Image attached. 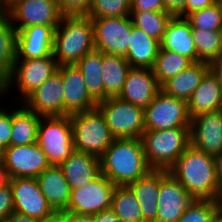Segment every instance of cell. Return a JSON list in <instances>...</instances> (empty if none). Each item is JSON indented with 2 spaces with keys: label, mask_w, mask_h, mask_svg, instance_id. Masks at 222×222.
I'll use <instances>...</instances> for the list:
<instances>
[{
  "label": "cell",
  "mask_w": 222,
  "mask_h": 222,
  "mask_svg": "<svg viewBox=\"0 0 222 222\" xmlns=\"http://www.w3.org/2000/svg\"><path fill=\"white\" fill-rule=\"evenodd\" d=\"M99 158L101 173L116 186H128L152 170L141 138L114 139Z\"/></svg>",
  "instance_id": "obj_1"
},
{
  "label": "cell",
  "mask_w": 222,
  "mask_h": 222,
  "mask_svg": "<svg viewBox=\"0 0 222 222\" xmlns=\"http://www.w3.org/2000/svg\"><path fill=\"white\" fill-rule=\"evenodd\" d=\"M168 172L195 199L219 201L214 157L190 145Z\"/></svg>",
  "instance_id": "obj_2"
},
{
  "label": "cell",
  "mask_w": 222,
  "mask_h": 222,
  "mask_svg": "<svg viewBox=\"0 0 222 222\" xmlns=\"http://www.w3.org/2000/svg\"><path fill=\"white\" fill-rule=\"evenodd\" d=\"M94 49L92 19L86 15H63L55 29L53 44L58 66L74 65Z\"/></svg>",
  "instance_id": "obj_3"
},
{
  "label": "cell",
  "mask_w": 222,
  "mask_h": 222,
  "mask_svg": "<svg viewBox=\"0 0 222 222\" xmlns=\"http://www.w3.org/2000/svg\"><path fill=\"white\" fill-rule=\"evenodd\" d=\"M141 140L148 165L169 170L191 145L190 128L145 131Z\"/></svg>",
  "instance_id": "obj_4"
},
{
  "label": "cell",
  "mask_w": 222,
  "mask_h": 222,
  "mask_svg": "<svg viewBox=\"0 0 222 222\" xmlns=\"http://www.w3.org/2000/svg\"><path fill=\"white\" fill-rule=\"evenodd\" d=\"M69 117L76 151L100 157L115 139L97 107Z\"/></svg>",
  "instance_id": "obj_5"
},
{
  "label": "cell",
  "mask_w": 222,
  "mask_h": 222,
  "mask_svg": "<svg viewBox=\"0 0 222 222\" xmlns=\"http://www.w3.org/2000/svg\"><path fill=\"white\" fill-rule=\"evenodd\" d=\"M96 107L115 139L141 138L145 132L144 108L119 97L101 100Z\"/></svg>",
  "instance_id": "obj_6"
},
{
  "label": "cell",
  "mask_w": 222,
  "mask_h": 222,
  "mask_svg": "<svg viewBox=\"0 0 222 222\" xmlns=\"http://www.w3.org/2000/svg\"><path fill=\"white\" fill-rule=\"evenodd\" d=\"M37 143L50 165L59 166L63 163L75 151L70 117H41Z\"/></svg>",
  "instance_id": "obj_7"
},
{
  "label": "cell",
  "mask_w": 222,
  "mask_h": 222,
  "mask_svg": "<svg viewBox=\"0 0 222 222\" xmlns=\"http://www.w3.org/2000/svg\"><path fill=\"white\" fill-rule=\"evenodd\" d=\"M145 131L190 128L187 102L165 94L162 90L144 108Z\"/></svg>",
  "instance_id": "obj_8"
},
{
  "label": "cell",
  "mask_w": 222,
  "mask_h": 222,
  "mask_svg": "<svg viewBox=\"0 0 222 222\" xmlns=\"http://www.w3.org/2000/svg\"><path fill=\"white\" fill-rule=\"evenodd\" d=\"M57 69L58 64L53 53L42 58L16 59L12 74L4 81V95L14 83L21 93L20 100H23L51 77Z\"/></svg>",
  "instance_id": "obj_9"
},
{
  "label": "cell",
  "mask_w": 222,
  "mask_h": 222,
  "mask_svg": "<svg viewBox=\"0 0 222 222\" xmlns=\"http://www.w3.org/2000/svg\"><path fill=\"white\" fill-rule=\"evenodd\" d=\"M0 162L11 178H37L50 166L40 145H16L0 152Z\"/></svg>",
  "instance_id": "obj_10"
},
{
  "label": "cell",
  "mask_w": 222,
  "mask_h": 222,
  "mask_svg": "<svg viewBox=\"0 0 222 222\" xmlns=\"http://www.w3.org/2000/svg\"><path fill=\"white\" fill-rule=\"evenodd\" d=\"M116 185L102 173L84 187L71 190L68 208L63 213L95 215L111 208Z\"/></svg>",
  "instance_id": "obj_11"
},
{
  "label": "cell",
  "mask_w": 222,
  "mask_h": 222,
  "mask_svg": "<svg viewBox=\"0 0 222 222\" xmlns=\"http://www.w3.org/2000/svg\"><path fill=\"white\" fill-rule=\"evenodd\" d=\"M91 19L95 50L126 56L132 26L130 16Z\"/></svg>",
  "instance_id": "obj_12"
},
{
  "label": "cell",
  "mask_w": 222,
  "mask_h": 222,
  "mask_svg": "<svg viewBox=\"0 0 222 222\" xmlns=\"http://www.w3.org/2000/svg\"><path fill=\"white\" fill-rule=\"evenodd\" d=\"M195 198L168 170H160L158 213L155 222H176Z\"/></svg>",
  "instance_id": "obj_13"
},
{
  "label": "cell",
  "mask_w": 222,
  "mask_h": 222,
  "mask_svg": "<svg viewBox=\"0 0 222 222\" xmlns=\"http://www.w3.org/2000/svg\"><path fill=\"white\" fill-rule=\"evenodd\" d=\"M8 10L15 29L34 25L58 26L63 16L57 0H18Z\"/></svg>",
  "instance_id": "obj_14"
},
{
  "label": "cell",
  "mask_w": 222,
  "mask_h": 222,
  "mask_svg": "<svg viewBox=\"0 0 222 222\" xmlns=\"http://www.w3.org/2000/svg\"><path fill=\"white\" fill-rule=\"evenodd\" d=\"M14 212L34 219L47 217L55 211L41 192L37 178H11Z\"/></svg>",
  "instance_id": "obj_15"
},
{
  "label": "cell",
  "mask_w": 222,
  "mask_h": 222,
  "mask_svg": "<svg viewBox=\"0 0 222 222\" xmlns=\"http://www.w3.org/2000/svg\"><path fill=\"white\" fill-rule=\"evenodd\" d=\"M64 84V116L96 108L98 101L89 93L81 70L74 65H61L57 69Z\"/></svg>",
  "instance_id": "obj_16"
},
{
  "label": "cell",
  "mask_w": 222,
  "mask_h": 222,
  "mask_svg": "<svg viewBox=\"0 0 222 222\" xmlns=\"http://www.w3.org/2000/svg\"><path fill=\"white\" fill-rule=\"evenodd\" d=\"M23 104L41 117L64 116V84L57 70L30 93Z\"/></svg>",
  "instance_id": "obj_17"
},
{
  "label": "cell",
  "mask_w": 222,
  "mask_h": 222,
  "mask_svg": "<svg viewBox=\"0 0 222 222\" xmlns=\"http://www.w3.org/2000/svg\"><path fill=\"white\" fill-rule=\"evenodd\" d=\"M191 145L213 157L222 153V110L191 118Z\"/></svg>",
  "instance_id": "obj_18"
},
{
  "label": "cell",
  "mask_w": 222,
  "mask_h": 222,
  "mask_svg": "<svg viewBox=\"0 0 222 222\" xmlns=\"http://www.w3.org/2000/svg\"><path fill=\"white\" fill-rule=\"evenodd\" d=\"M161 91V85L150 68L131 67L118 97L142 108L147 107Z\"/></svg>",
  "instance_id": "obj_19"
},
{
  "label": "cell",
  "mask_w": 222,
  "mask_h": 222,
  "mask_svg": "<svg viewBox=\"0 0 222 222\" xmlns=\"http://www.w3.org/2000/svg\"><path fill=\"white\" fill-rule=\"evenodd\" d=\"M58 26L34 25L17 30V58H42L53 53L54 34Z\"/></svg>",
  "instance_id": "obj_20"
},
{
  "label": "cell",
  "mask_w": 222,
  "mask_h": 222,
  "mask_svg": "<svg viewBox=\"0 0 222 222\" xmlns=\"http://www.w3.org/2000/svg\"><path fill=\"white\" fill-rule=\"evenodd\" d=\"M59 167L71 190L84 187L101 174L99 157L76 150Z\"/></svg>",
  "instance_id": "obj_21"
},
{
  "label": "cell",
  "mask_w": 222,
  "mask_h": 222,
  "mask_svg": "<svg viewBox=\"0 0 222 222\" xmlns=\"http://www.w3.org/2000/svg\"><path fill=\"white\" fill-rule=\"evenodd\" d=\"M160 48L174 51L189 58L192 62H198L192 28L185 17L172 16L165 28Z\"/></svg>",
  "instance_id": "obj_22"
},
{
  "label": "cell",
  "mask_w": 222,
  "mask_h": 222,
  "mask_svg": "<svg viewBox=\"0 0 222 222\" xmlns=\"http://www.w3.org/2000/svg\"><path fill=\"white\" fill-rule=\"evenodd\" d=\"M37 181L53 210L64 212L69 205L71 189L61 168L50 165L37 177Z\"/></svg>",
  "instance_id": "obj_23"
},
{
  "label": "cell",
  "mask_w": 222,
  "mask_h": 222,
  "mask_svg": "<svg viewBox=\"0 0 222 222\" xmlns=\"http://www.w3.org/2000/svg\"><path fill=\"white\" fill-rule=\"evenodd\" d=\"M187 105L191 118L202 113L222 110V87L210 70L192 93Z\"/></svg>",
  "instance_id": "obj_24"
},
{
  "label": "cell",
  "mask_w": 222,
  "mask_h": 222,
  "mask_svg": "<svg viewBox=\"0 0 222 222\" xmlns=\"http://www.w3.org/2000/svg\"><path fill=\"white\" fill-rule=\"evenodd\" d=\"M208 71L207 62H193L185 70L165 81L161 85V90L169 96L188 102Z\"/></svg>",
  "instance_id": "obj_25"
},
{
  "label": "cell",
  "mask_w": 222,
  "mask_h": 222,
  "mask_svg": "<svg viewBox=\"0 0 222 222\" xmlns=\"http://www.w3.org/2000/svg\"><path fill=\"white\" fill-rule=\"evenodd\" d=\"M160 48V42L143 30L131 26L128 50L125 59L130 67L152 69Z\"/></svg>",
  "instance_id": "obj_26"
},
{
  "label": "cell",
  "mask_w": 222,
  "mask_h": 222,
  "mask_svg": "<svg viewBox=\"0 0 222 222\" xmlns=\"http://www.w3.org/2000/svg\"><path fill=\"white\" fill-rule=\"evenodd\" d=\"M128 186L140 202L143 221L155 222L158 213L160 170L152 169L147 175L130 183Z\"/></svg>",
  "instance_id": "obj_27"
},
{
  "label": "cell",
  "mask_w": 222,
  "mask_h": 222,
  "mask_svg": "<svg viewBox=\"0 0 222 222\" xmlns=\"http://www.w3.org/2000/svg\"><path fill=\"white\" fill-rule=\"evenodd\" d=\"M17 30L9 10L0 11V79L4 82L11 74L17 58Z\"/></svg>",
  "instance_id": "obj_28"
},
{
  "label": "cell",
  "mask_w": 222,
  "mask_h": 222,
  "mask_svg": "<svg viewBox=\"0 0 222 222\" xmlns=\"http://www.w3.org/2000/svg\"><path fill=\"white\" fill-rule=\"evenodd\" d=\"M104 99L118 97L131 68L125 56L103 53Z\"/></svg>",
  "instance_id": "obj_29"
},
{
  "label": "cell",
  "mask_w": 222,
  "mask_h": 222,
  "mask_svg": "<svg viewBox=\"0 0 222 222\" xmlns=\"http://www.w3.org/2000/svg\"><path fill=\"white\" fill-rule=\"evenodd\" d=\"M22 107L13 111L10 146L28 145L37 142L38 126L41 116L27 108Z\"/></svg>",
  "instance_id": "obj_30"
},
{
  "label": "cell",
  "mask_w": 222,
  "mask_h": 222,
  "mask_svg": "<svg viewBox=\"0 0 222 222\" xmlns=\"http://www.w3.org/2000/svg\"><path fill=\"white\" fill-rule=\"evenodd\" d=\"M103 52L92 50L77 63L81 70L89 93L99 102L104 100V82L102 77Z\"/></svg>",
  "instance_id": "obj_31"
},
{
  "label": "cell",
  "mask_w": 222,
  "mask_h": 222,
  "mask_svg": "<svg viewBox=\"0 0 222 222\" xmlns=\"http://www.w3.org/2000/svg\"><path fill=\"white\" fill-rule=\"evenodd\" d=\"M111 209L121 222H144L140 202L129 186H116Z\"/></svg>",
  "instance_id": "obj_32"
},
{
  "label": "cell",
  "mask_w": 222,
  "mask_h": 222,
  "mask_svg": "<svg viewBox=\"0 0 222 222\" xmlns=\"http://www.w3.org/2000/svg\"><path fill=\"white\" fill-rule=\"evenodd\" d=\"M192 63L189 58L183 55L159 48L152 70L158 83L162 85L169 78L176 76Z\"/></svg>",
  "instance_id": "obj_33"
},
{
  "label": "cell",
  "mask_w": 222,
  "mask_h": 222,
  "mask_svg": "<svg viewBox=\"0 0 222 222\" xmlns=\"http://www.w3.org/2000/svg\"><path fill=\"white\" fill-rule=\"evenodd\" d=\"M172 16L168 11L130 12L132 25L159 42L162 41L165 28Z\"/></svg>",
  "instance_id": "obj_34"
},
{
  "label": "cell",
  "mask_w": 222,
  "mask_h": 222,
  "mask_svg": "<svg viewBox=\"0 0 222 222\" xmlns=\"http://www.w3.org/2000/svg\"><path fill=\"white\" fill-rule=\"evenodd\" d=\"M198 62L209 63L222 52V31L192 29Z\"/></svg>",
  "instance_id": "obj_35"
},
{
  "label": "cell",
  "mask_w": 222,
  "mask_h": 222,
  "mask_svg": "<svg viewBox=\"0 0 222 222\" xmlns=\"http://www.w3.org/2000/svg\"><path fill=\"white\" fill-rule=\"evenodd\" d=\"M185 18L190 22L192 29L222 31V9L219 2L210 7L193 11Z\"/></svg>",
  "instance_id": "obj_36"
},
{
  "label": "cell",
  "mask_w": 222,
  "mask_h": 222,
  "mask_svg": "<svg viewBox=\"0 0 222 222\" xmlns=\"http://www.w3.org/2000/svg\"><path fill=\"white\" fill-rule=\"evenodd\" d=\"M131 0H91L90 18L130 16Z\"/></svg>",
  "instance_id": "obj_37"
},
{
  "label": "cell",
  "mask_w": 222,
  "mask_h": 222,
  "mask_svg": "<svg viewBox=\"0 0 222 222\" xmlns=\"http://www.w3.org/2000/svg\"><path fill=\"white\" fill-rule=\"evenodd\" d=\"M222 205V201L195 199L176 222H209L212 214Z\"/></svg>",
  "instance_id": "obj_38"
},
{
  "label": "cell",
  "mask_w": 222,
  "mask_h": 222,
  "mask_svg": "<svg viewBox=\"0 0 222 222\" xmlns=\"http://www.w3.org/2000/svg\"><path fill=\"white\" fill-rule=\"evenodd\" d=\"M57 4L63 15H86L91 0H57Z\"/></svg>",
  "instance_id": "obj_39"
},
{
  "label": "cell",
  "mask_w": 222,
  "mask_h": 222,
  "mask_svg": "<svg viewBox=\"0 0 222 222\" xmlns=\"http://www.w3.org/2000/svg\"><path fill=\"white\" fill-rule=\"evenodd\" d=\"M13 121L12 112L0 108V152L10 146L11 131Z\"/></svg>",
  "instance_id": "obj_40"
},
{
  "label": "cell",
  "mask_w": 222,
  "mask_h": 222,
  "mask_svg": "<svg viewBox=\"0 0 222 222\" xmlns=\"http://www.w3.org/2000/svg\"><path fill=\"white\" fill-rule=\"evenodd\" d=\"M14 212L10 183L0 189V222H4Z\"/></svg>",
  "instance_id": "obj_41"
},
{
  "label": "cell",
  "mask_w": 222,
  "mask_h": 222,
  "mask_svg": "<svg viewBox=\"0 0 222 222\" xmlns=\"http://www.w3.org/2000/svg\"><path fill=\"white\" fill-rule=\"evenodd\" d=\"M167 11L163 0H131L130 12Z\"/></svg>",
  "instance_id": "obj_42"
},
{
  "label": "cell",
  "mask_w": 222,
  "mask_h": 222,
  "mask_svg": "<svg viewBox=\"0 0 222 222\" xmlns=\"http://www.w3.org/2000/svg\"><path fill=\"white\" fill-rule=\"evenodd\" d=\"M217 2L218 0H187L184 9L177 16L186 17L193 11L210 7Z\"/></svg>",
  "instance_id": "obj_43"
},
{
  "label": "cell",
  "mask_w": 222,
  "mask_h": 222,
  "mask_svg": "<svg viewBox=\"0 0 222 222\" xmlns=\"http://www.w3.org/2000/svg\"><path fill=\"white\" fill-rule=\"evenodd\" d=\"M208 64L210 72L217 78L222 87V52Z\"/></svg>",
  "instance_id": "obj_44"
},
{
  "label": "cell",
  "mask_w": 222,
  "mask_h": 222,
  "mask_svg": "<svg viewBox=\"0 0 222 222\" xmlns=\"http://www.w3.org/2000/svg\"><path fill=\"white\" fill-rule=\"evenodd\" d=\"M94 220L95 222H121L111 208L96 213Z\"/></svg>",
  "instance_id": "obj_45"
},
{
  "label": "cell",
  "mask_w": 222,
  "mask_h": 222,
  "mask_svg": "<svg viewBox=\"0 0 222 222\" xmlns=\"http://www.w3.org/2000/svg\"><path fill=\"white\" fill-rule=\"evenodd\" d=\"M63 222H95L94 215L63 213Z\"/></svg>",
  "instance_id": "obj_46"
},
{
  "label": "cell",
  "mask_w": 222,
  "mask_h": 222,
  "mask_svg": "<svg viewBox=\"0 0 222 222\" xmlns=\"http://www.w3.org/2000/svg\"><path fill=\"white\" fill-rule=\"evenodd\" d=\"M187 0H163L167 11L173 16L178 15L185 7Z\"/></svg>",
  "instance_id": "obj_47"
},
{
  "label": "cell",
  "mask_w": 222,
  "mask_h": 222,
  "mask_svg": "<svg viewBox=\"0 0 222 222\" xmlns=\"http://www.w3.org/2000/svg\"><path fill=\"white\" fill-rule=\"evenodd\" d=\"M217 186L219 189V201H222V153L214 157Z\"/></svg>",
  "instance_id": "obj_48"
},
{
  "label": "cell",
  "mask_w": 222,
  "mask_h": 222,
  "mask_svg": "<svg viewBox=\"0 0 222 222\" xmlns=\"http://www.w3.org/2000/svg\"><path fill=\"white\" fill-rule=\"evenodd\" d=\"M4 222H36V219L28 215L13 212Z\"/></svg>",
  "instance_id": "obj_49"
},
{
  "label": "cell",
  "mask_w": 222,
  "mask_h": 222,
  "mask_svg": "<svg viewBox=\"0 0 222 222\" xmlns=\"http://www.w3.org/2000/svg\"><path fill=\"white\" fill-rule=\"evenodd\" d=\"M36 222H63V212L55 211L47 217L37 219Z\"/></svg>",
  "instance_id": "obj_50"
},
{
  "label": "cell",
  "mask_w": 222,
  "mask_h": 222,
  "mask_svg": "<svg viewBox=\"0 0 222 222\" xmlns=\"http://www.w3.org/2000/svg\"><path fill=\"white\" fill-rule=\"evenodd\" d=\"M8 183H9L8 174L0 162V189L3 188Z\"/></svg>",
  "instance_id": "obj_51"
},
{
  "label": "cell",
  "mask_w": 222,
  "mask_h": 222,
  "mask_svg": "<svg viewBox=\"0 0 222 222\" xmlns=\"http://www.w3.org/2000/svg\"><path fill=\"white\" fill-rule=\"evenodd\" d=\"M209 222H222V205L212 214Z\"/></svg>",
  "instance_id": "obj_52"
},
{
  "label": "cell",
  "mask_w": 222,
  "mask_h": 222,
  "mask_svg": "<svg viewBox=\"0 0 222 222\" xmlns=\"http://www.w3.org/2000/svg\"><path fill=\"white\" fill-rule=\"evenodd\" d=\"M1 10H8L7 0H0V11Z\"/></svg>",
  "instance_id": "obj_53"
},
{
  "label": "cell",
  "mask_w": 222,
  "mask_h": 222,
  "mask_svg": "<svg viewBox=\"0 0 222 222\" xmlns=\"http://www.w3.org/2000/svg\"><path fill=\"white\" fill-rule=\"evenodd\" d=\"M4 94V82L0 79V95L3 96Z\"/></svg>",
  "instance_id": "obj_54"
},
{
  "label": "cell",
  "mask_w": 222,
  "mask_h": 222,
  "mask_svg": "<svg viewBox=\"0 0 222 222\" xmlns=\"http://www.w3.org/2000/svg\"><path fill=\"white\" fill-rule=\"evenodd\" d=\"M18 0H7L8 3V9Z\"/></svg>",
  "instance_id": "obj_55"
},
{
  "label": "cell",
  "mask_w": 222,
  "mask_h": 222,
  "mask_svg": "<svg viewBox=\"0 0 222 222\" xmlns=\"http://www.w3.org/2000/svg\"><path fill=\"white\" fill-rule=\"evenodd\" d=\"M220 6H221V9H222V0H218Z\"/></svg>",
  "instance_id": "obj_56"
}]
</instances>
